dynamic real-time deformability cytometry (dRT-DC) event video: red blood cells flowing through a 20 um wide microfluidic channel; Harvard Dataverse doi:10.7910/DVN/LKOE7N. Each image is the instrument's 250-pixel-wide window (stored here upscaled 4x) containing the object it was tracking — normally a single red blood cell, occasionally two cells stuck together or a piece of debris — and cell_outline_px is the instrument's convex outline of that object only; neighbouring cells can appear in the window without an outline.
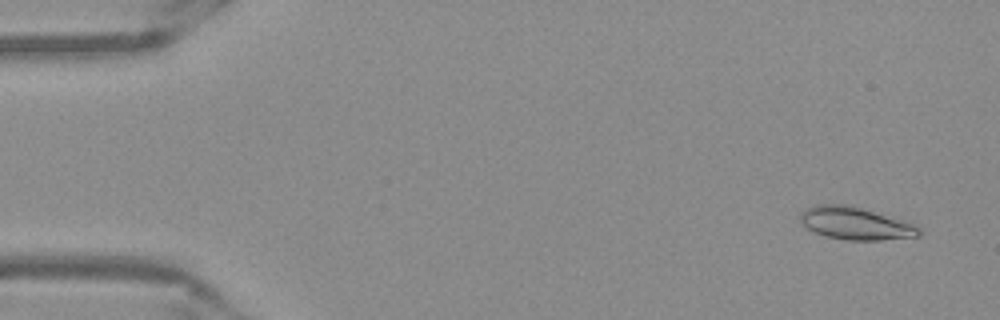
{"species": "Egyptian fruit bat (a non-hibernating species)", "species_latin": "Rousettus aegyptiacus", "temperature_condition": "warm", "stored_images_in_passage": 52, "camera_frame_rate_fps": 3000, "um_per_image_px": 0.085, "frame": {"image": 1, "passage_image": 3, "time_ms": 0.667, "image_size_px": [1000, 320], "cell_outline_px": [[920, 236], [880, 240], [844, 240], [824, 236], [808, 228], [800, 220], [800, 212], [804, 208], [816, 204], [848, 204], [912, 224], [920, 228]], "centroid_in_image_um": [72.65, 18.99], "position_along_channel_um": 12.4, "area_um2": 22.25}}
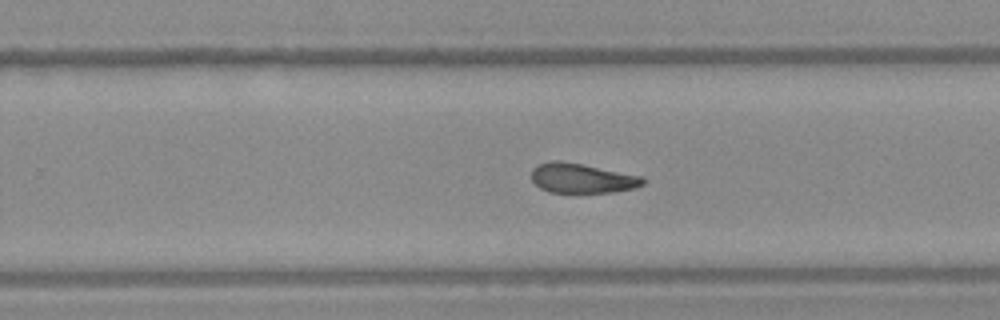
{"frame": {"image": 2, "passage_image": 33, "time_ms": 10.667, "image_size_px": [1000, 320], "cell_outline_px": [[644, 184], [636, 188], [612, 192], [548, 192], [540, 188], [532, 180], [532, 168], [536, 164], [552, 160], [560, 160], [644, 176]], "centroid_in_image_um": [49.46, 15.14], "position_along_channel_um": 280.3, "area_um2": 19.36}}
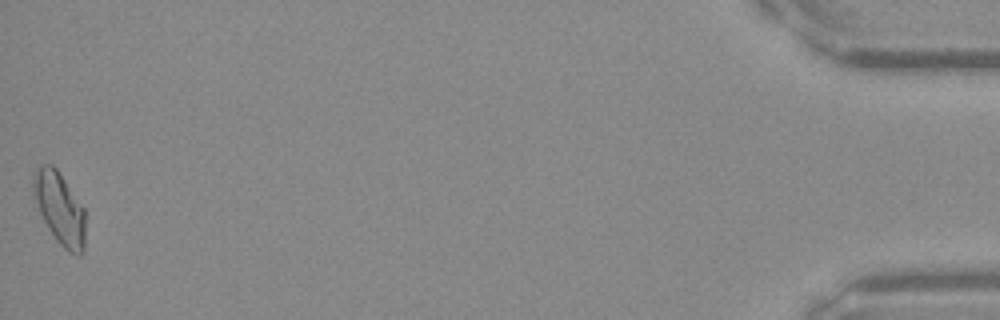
{"frame": {"image": 3, "passage_image": 52, "time_ms": 17.0, "image_size_px": [1000, 320], "cell_outline_px": [[84, 252], [80, 256], [76, 256], [68, 252], [56, 240], [48, 228], [40, 212], [32, 192], [32, 176], [40, 164], [52, 164], [56, 168], [84, 208]], "centroid_in_image_um": [5.06, 17.72], "position_along_channel_um": 430.1, "area_um2": 21.79}, "authors_computed_cell_mechanics": {"area_um2": 20.7502, "velocity_mm_per_s": 3.8899, "shape_relaxation_time_tau1_ms": null, "shape_relaxation_time_tau2_ms": 3.7453, "deformation_change_tau1": null, "deformation_change_tau2": 0.1059}}